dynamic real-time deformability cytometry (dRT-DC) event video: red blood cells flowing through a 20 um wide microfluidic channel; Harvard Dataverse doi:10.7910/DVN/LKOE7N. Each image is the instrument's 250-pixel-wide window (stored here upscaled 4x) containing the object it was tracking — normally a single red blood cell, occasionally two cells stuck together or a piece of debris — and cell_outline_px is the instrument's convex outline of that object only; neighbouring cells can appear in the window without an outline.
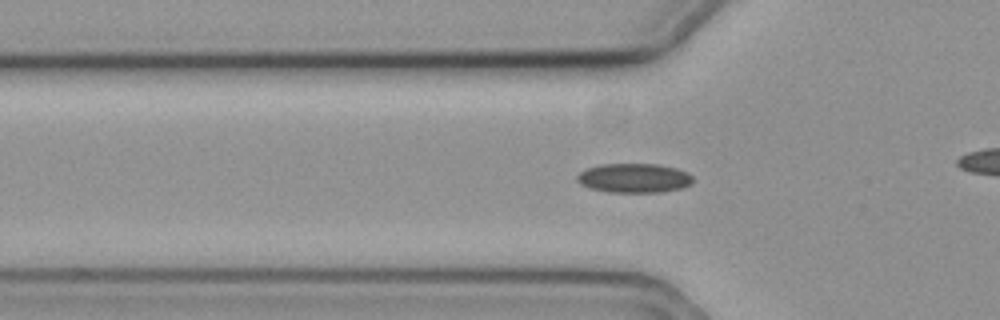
{"species": "common noctule bat (a hibernating species)", "species_latin": "Nyctalus noctula", "temperature_condition": "cold", "stored_images_in_passage": 45, "camera_frame_rate_fps": 3000, "um_per_image_px": 0.085, "animal": {"sex": "female", "body_mass_g": 19.3, "forearm_length_mm": 54.1}, "frame": {"image": 1, "passage_image": 18, "time_ms": 5.667, "image_size_px": [1000, 320], "cell_outline_px": [[692, 184], [684, 188], [660, 192], [608, 192], [592, 188], [580, 184], [576, 180], [576, 176], [580, 172], [588, 168], [600, 164], [656, 164], [676, 168], [688, 172], [692, 176]], "centroid_in_image_um": [53.91, 15.13], "position_along_channel_um": 71.9, "area_um2": 19.83}}
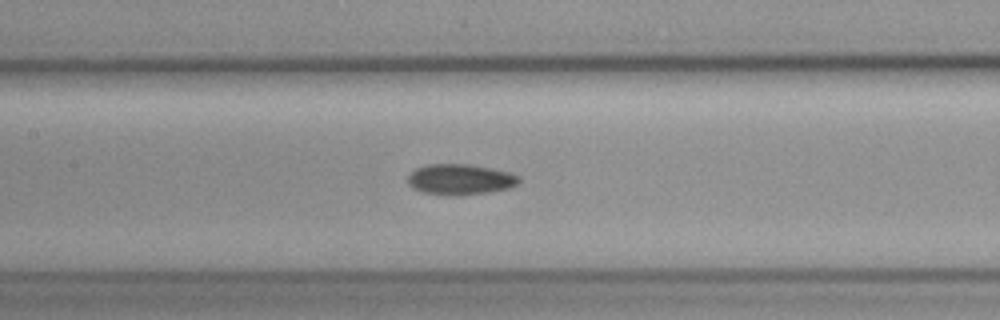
{"frame": {"image": 2, "passage_image": 26, "time_ms": 8.333, "image_size_px": [1000, 320], "cell_outline_px": [[520, 180], [512, 188], [488, 192], [456, 196], [452, 196], [424, 192], [412, 188], [408, 184], [408, 176], [416, 168], [428, 164], [468, 164], [492, 168], [512, 172], [520, 176]], "centroid_in_image_um": [39.15, 15.25], "position_along_channel_um": 168.2, "area_um2": 20.06}}
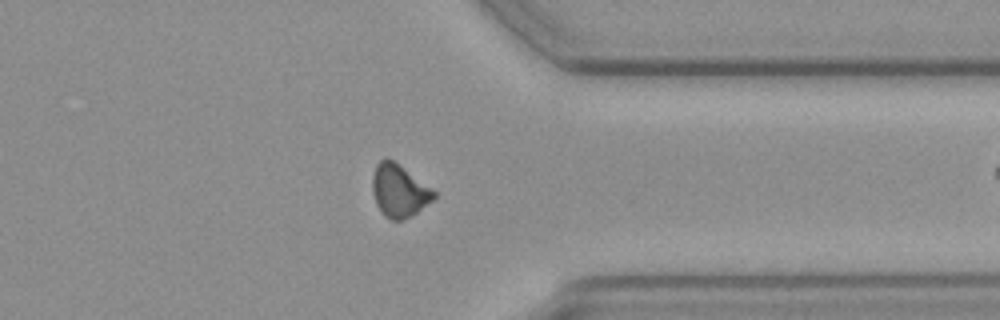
{"frame": {"image": 3, "passage_image": 44, "time_ms": 14.333, "image_size_px": [1000, 320], "cell_outline_px": [[436, 196], [432, 200], [416, 212], [404, 220], [392, 220], [384, 216], [376, 204], [372, 192], [372, 176], [376, 164], [380, 160], [392, 160], [436, 192]], "centroid_in_image_um": [33.88, 16.24], "position_along_channel_um": 377.5, "area_um2": 18.38}}